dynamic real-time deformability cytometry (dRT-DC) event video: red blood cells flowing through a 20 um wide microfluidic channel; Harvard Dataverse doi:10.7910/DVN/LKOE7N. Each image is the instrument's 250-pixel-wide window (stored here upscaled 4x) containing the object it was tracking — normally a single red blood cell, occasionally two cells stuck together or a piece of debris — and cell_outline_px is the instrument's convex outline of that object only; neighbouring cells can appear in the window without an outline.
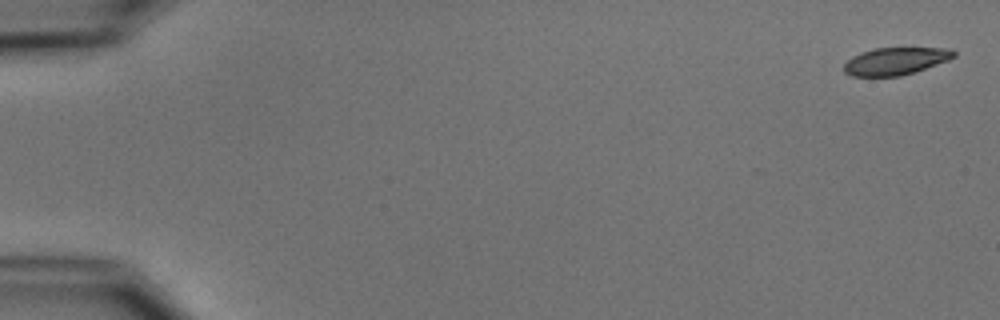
{"species": "common noctule bat (a hibernating species)", "species_latin": "Nyctalus noctula", "temperature_condition": "cold", "stored_images_in_passage": 7, "camera_frame_rate_fps": 3000, "um_per_image_px": 0.085, "animal": {"sex": "male", "body_mass_g": 15.6}, "frame": {"image": 1, "passage_image": 1, "time_ms": 0.0, "image_size_px": [1000, 320], "cell_outline_px": [[956, 56], [948, 60], [916, 72], [900, 76], [852, 76], [844, 72], [844, 64], [852, 56], [860, 52], [876, 48], [952, 48], [956, 52]], "centroid_in_image_um": [76.14, 5.19], "position_along_channel_um": 8.9, "area_um2": 17.63}}
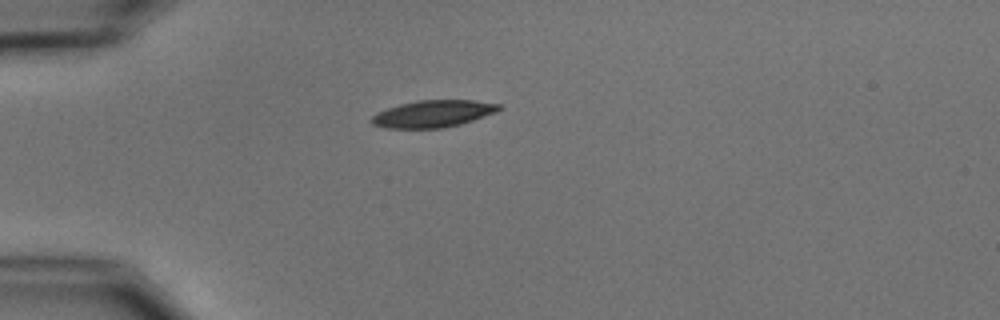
{"frame": {"image": 2, "passage_image": 5, "time_ms": 4.667, "image_size_px": [1000, 320], "cell_outline_px": [[500, 108], [496, 112], [460, 124], [444, 128], [384, 128], [372, 124], [368, 120], [376, 112], [400, 104], [416, 100], [472, 100], [500, 104]], "centroid_in_image_um": [36.75, 9.67], "position_along_channel_um": 48.2, "area_um2": 20.06}}
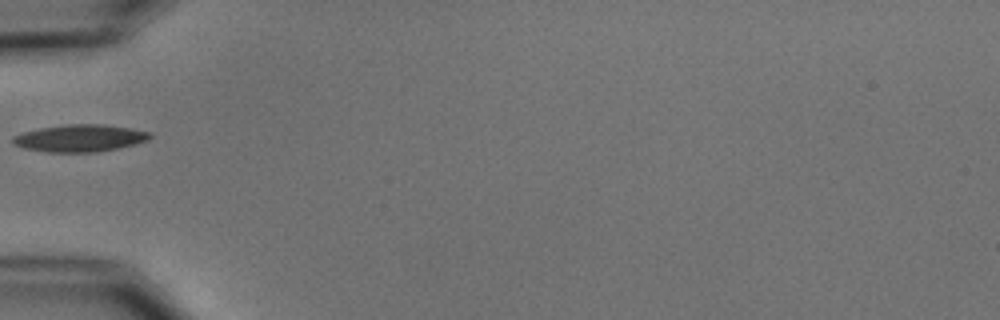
{"frame": {"image": 3, "passage_image": 6, "time_ms": 6.0, "image_size_px": [1000, 320], "cell_outline_px": [[152, 136], [148, 140], [136, 144], [96, 152], [48, 152], [24, 148], [12, 144], [12, 136], [24, 132], [40, 128], [64, 124], [104, 124], [132, 128], [152, 132]], "centroid_in_image_um": [6.8, 11.73], "position_along_channel_um": 78.2, "area_um2": 21.85}}